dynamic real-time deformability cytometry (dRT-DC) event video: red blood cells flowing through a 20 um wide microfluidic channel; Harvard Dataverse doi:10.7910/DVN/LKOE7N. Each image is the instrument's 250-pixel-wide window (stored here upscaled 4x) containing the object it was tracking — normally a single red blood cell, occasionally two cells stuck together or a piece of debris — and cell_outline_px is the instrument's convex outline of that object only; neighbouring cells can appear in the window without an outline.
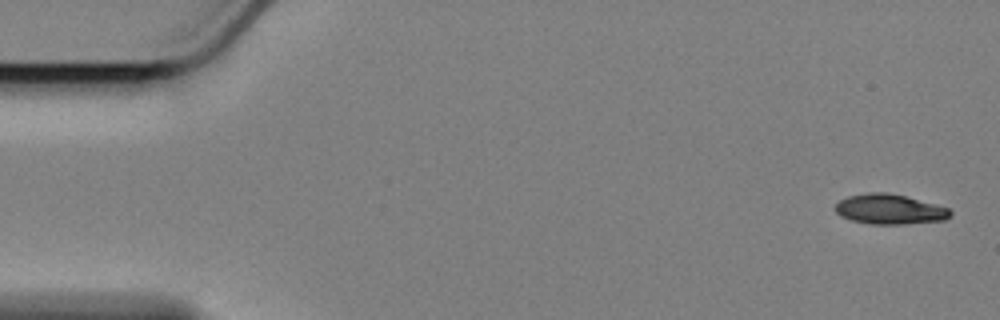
{"species": "Egyptian fruit bat (a non-hibernating species)", "species_latin": "Rousettus aegyptiacus", "temperature_condition": "cold", "stored_images_in_passage": 55, "camera_frame_rate_fps": 3000, "um_per_image_px": 0.085, "animal": {"sex": "female"}, "frame": {"image": 1, "passage_image": 1, "time_ms": 0.0, "image_size_px": [1000, 320], "cell_outline_px": [[952, 212], [944, 220], [904, 224], [872, 224], [852, 220], [840, 216], [836, 212], [836, 204], [840, 200], [848, 196], [868, 192], [888, 192], [904, 196], [948, 208]], "centroid_in_image_um": [75.58, 17.78], "position_along_channel_um": 9.4, "area_um2": 19.83}}
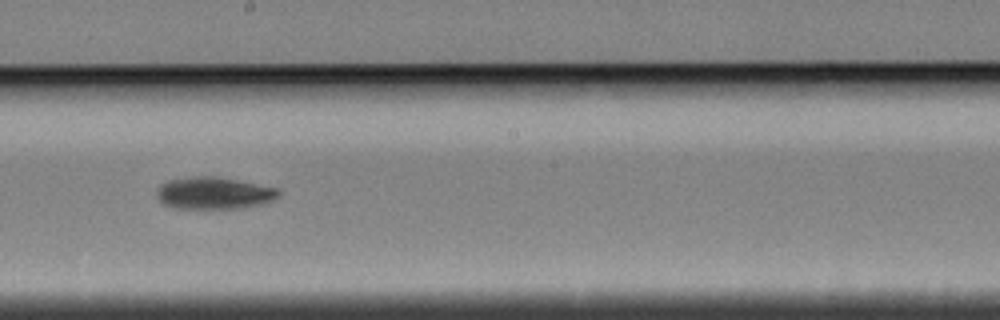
{"frame": {"image": 2, "passage_image": 31, "time_ms": 10.0, "image_size_px": [1000, 320], "cell_outline_px": [[280, 196], [272, 200], [260, 204], [244, 208], [176, 208], [164, 204], [156, 196], [156, 188], [160, 184], [168, 180], [192, 176], [216, 176], [276, 188], [280, 192]], "centroid_in_image_um": [18.14, 16.41], "position_along_channel_um": 230.1, "area_um2": 22.72}}
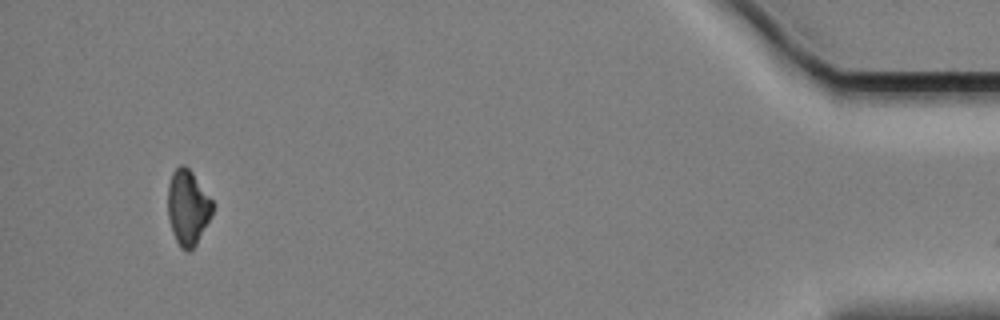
{"frame": {"image": 3, "passage_image": 54, "time_ms": 17.667, "image_size_px": [1000, 320], "cell_outline_px": [[212, 212], [196, 244], [188, 252], [180, 248], [172, 232], [168, 216], [168, 184], [172, 172], [180, 164], [184, 164], [192, 172], [212, 200]], "centroid_in_image_um": [15.93, 17.62], "position_along_channel_um": 419.3, "area_um2": 19.31}}